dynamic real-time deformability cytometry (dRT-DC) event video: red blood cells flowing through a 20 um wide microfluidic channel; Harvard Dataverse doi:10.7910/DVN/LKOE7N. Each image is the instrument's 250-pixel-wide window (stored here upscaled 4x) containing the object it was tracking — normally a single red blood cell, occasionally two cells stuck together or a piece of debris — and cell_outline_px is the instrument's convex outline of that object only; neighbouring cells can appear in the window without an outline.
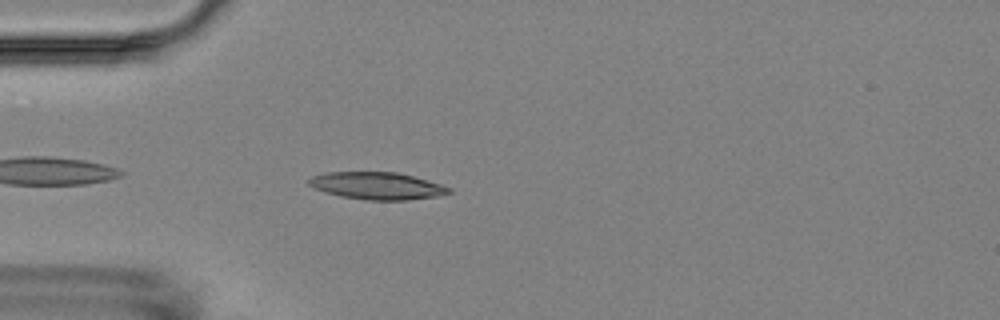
{"species": "Egyptian fruit bat (a non-hibernating species)", "species_latin": "Rousettus aegyptiacus", "temperature_condition": "room temperature", "stored_images_in_passage": 3, "camera_frame_rate_fps": 3000, "um_per_image_px": 0.085, "animal": {"sex": "female"}, "frame": {"image": 1, "passage_image": 3, "time_ms": 2.0, "image_size_px": [1000, 320], "cell_outline_px": [[452, 192], [436, 196], [408, 200], [368, 200], [340, 196], [324, 192], [308, 184], [308, 180], [312, 176], [328, 172], [396, 172], [412, 176], [440, 184], [452, 188]], "centroid_in_image_um": [32.05, 15.79], "position_along_channel_um": 53.0, "area_um2": 22.08}}